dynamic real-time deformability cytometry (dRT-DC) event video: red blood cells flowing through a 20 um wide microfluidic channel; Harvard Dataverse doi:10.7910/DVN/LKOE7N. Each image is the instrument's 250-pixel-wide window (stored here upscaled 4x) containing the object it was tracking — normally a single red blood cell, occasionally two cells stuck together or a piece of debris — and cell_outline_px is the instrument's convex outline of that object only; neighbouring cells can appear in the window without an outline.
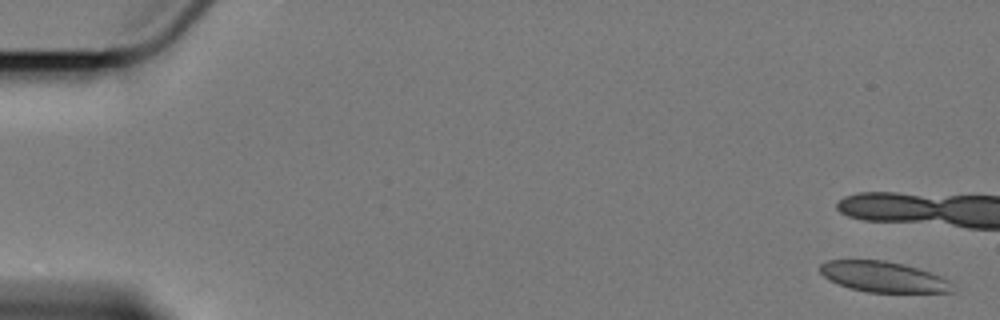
{"species": "Egyptian fruit bat (a non-hibernating species)", "species_latin": "Rousettus aegyptiacus", "temperature_condition": "cold", "stored_images_in_passage": 4, "camera_frame_rate_fps": 3000, "um_per_image_px": 0.085, "animal": {"sex": "female"}, "frame": {"image": 1, "passage_image": 1, "time_ms": 0.0, "image_size_px": [1000, 320], "cell_outline_px": [[952, 292], [868, 292], [852, 288], [840, 284], [824, 276], [820, 272], [820, 264], [828, 260], [884, 260], [916, 268], [940, 276], [948, 280]], "centroid_in_image_um": [75.04, 23.52], "position_along_channel_um": 10.0, "area_um2": 22.95}}